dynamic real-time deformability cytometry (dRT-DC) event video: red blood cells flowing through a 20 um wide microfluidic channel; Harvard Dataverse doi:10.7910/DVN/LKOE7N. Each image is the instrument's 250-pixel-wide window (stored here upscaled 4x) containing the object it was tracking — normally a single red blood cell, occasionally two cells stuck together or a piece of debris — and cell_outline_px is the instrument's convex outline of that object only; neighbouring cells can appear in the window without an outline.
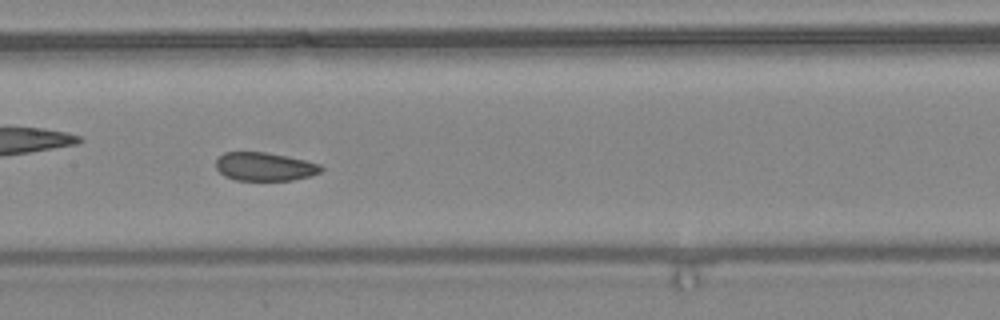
{"species": "common noctule bat (a hibernating species)", "species_latin": "Nyctalus noctula", "temperature_condition": "warm", "stored_images_in_passage": 42, "camera_frame_rate_fps": 3000, "um_per_image_px": 0.085, "animal": {"sex": "female", "body_mass_g": 24.6, "forearm_length_mm": 56.2}, "frame": {"image": 1, "passage_image": 19, "time_ms": 6.0, "image_size_px": [1000, 320], "cell_outline_px": [[324, 168], [320, 172], [312, 176], [292, 180], [236, 180], [224, 176], [216, 168], [216, 160], [224, 152], [264, 152], [304, 160], [320, 164]], "centroid_in_image_um": [22.49, 14.17], "position_along_channel_um": 184.9, "area_um2": 17.34}}
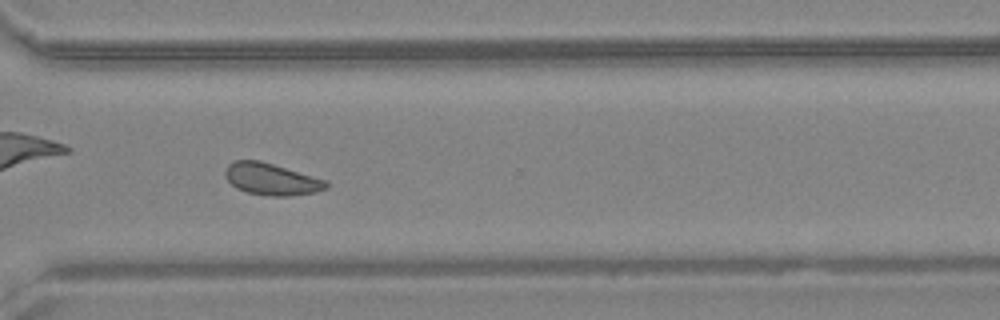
{"frame": {"image": 2, "passage_image": 30, "time_ms": 9.667, "image_size_px": [1000, 320], "cell_outline_px": [[328, 188], [316, 192], [288, 196], [268, 196], [248, 192], [236, 188], [224, 176], [224, 168], [232, 160], [260, 160], [328, 180]], "centroid_in_image_um": [23.06, 15.22], "position_along_channel_um": 347.5, "area_um2": 18.96}, "authors_computed_cell_mechanics": {"area_um2": 18.9295, "velocity_mm_per_s": 4.4495, "shape_relaxation_time_tau1_ms": 7.1368, "shape_relaxation_time_tau2_ms": 0.909, "deformation_change_tau1": 0.0754, "deformation_change_tau2": 0.0416}}